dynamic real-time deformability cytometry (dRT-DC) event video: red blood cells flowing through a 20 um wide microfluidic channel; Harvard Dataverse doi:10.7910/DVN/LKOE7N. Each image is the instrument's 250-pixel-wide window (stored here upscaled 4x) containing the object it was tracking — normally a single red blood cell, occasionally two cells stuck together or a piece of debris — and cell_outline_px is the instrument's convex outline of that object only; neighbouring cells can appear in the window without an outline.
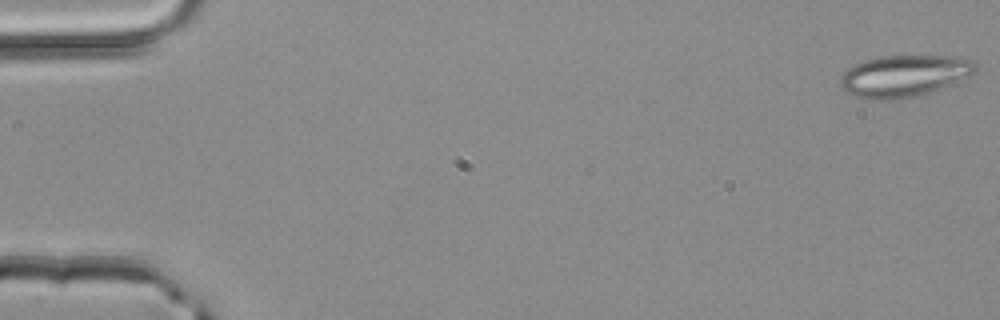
{"species": "common noctule bat (a hibernating species)", "species_latin": "Nyctalus noctula", "temperature_condition": "room temperature", "stored_images_in_passage": 8, "camera_frame_rate_fps": 3000, "um_per_image_px": 0.085, "animal": {"sex": "male", "body_mass_g": 20.4}, "frame": {"image": 1, "passage_image": 1, "time_ms": 0.0, "image_size_px": [1000, 320], "cell_outline_px": [[980, 64], [968, 76], [928, 92], [916, 96], [884, 100], [868, 100], [852, 96], [840, 88], [840, 76], [848, 68], [864, 60], [880, 56], [960, 56], [972, 60]], "centroid_in_image_um": [76.79, 6.44], "position_along_channel_um": 8.2, "area_um2": 32.77}}